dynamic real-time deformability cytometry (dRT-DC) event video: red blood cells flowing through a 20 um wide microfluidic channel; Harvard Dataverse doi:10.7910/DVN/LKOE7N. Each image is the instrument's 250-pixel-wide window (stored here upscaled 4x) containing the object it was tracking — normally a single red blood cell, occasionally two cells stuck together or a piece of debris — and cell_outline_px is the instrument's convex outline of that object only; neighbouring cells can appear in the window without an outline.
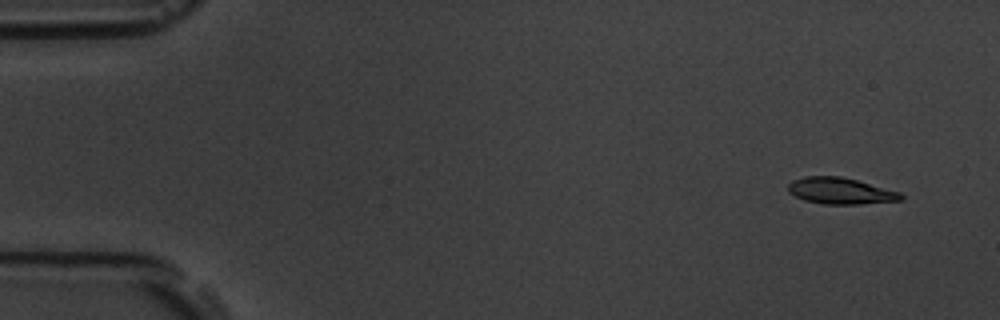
{"species": "common noctule bat (a hibernating species)", "species_latin": "Nyctalus noctula", "temperature_condition": "room temperature", "stored_images_in_passage": 5, "camera_frame_rate_fps": 3000, "um_per_image_px": 0.085, "animal": {"sex": "male", "body_mass_g": 19.5, "forearm_length_mm": 54.6}, "frame": {"image": 1, "passage_image": 1, "time_ms": 0.0, "image_size_px": [1000, 320], "cell_outline_px": [[904, 200], [860, 204], [824, 204], [804, 200], [788, 192], [788, 184], [792, 180], [804, 176], [840, 176], [856, 180], [900, 192], [904, 196]], "centroid_in_image_um": [71.43, 16.23], "position_along_channel_um": 13.6, "area_um2": 17.34}}
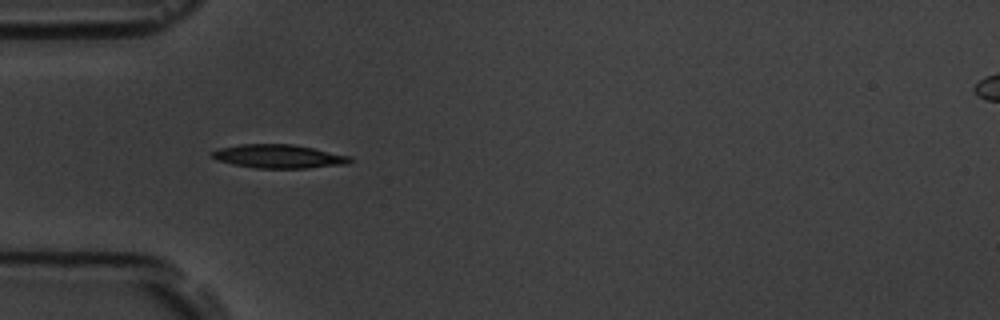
{"frame": {"image": 2, "passage_image": 4, "time_ms": 1.0, "image_size_px": [1000, 320], "cell_outline_px": [[352, 160], [348, 164], [308, 168], [256, 168], [232, 164], [216, 160], [212, 156], [212, 152], [220, 148], [240, 144], [292, 144], [312, 148], [348, 156]], "centroid_in_image_um": [23.66, 13.29], "position_along_channel_um": 61.3, "area_um2": 18.79}}
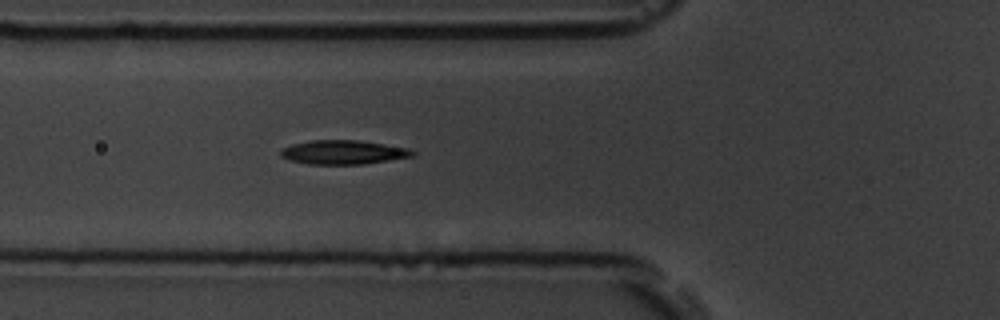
{"frame": {"image": 3, "passage_image": 5, "time_ms": 1.333, "image_size_px": [1000, 320], "cell_outline_px": [[416, 152], [412, 156], [364, 164], [308, 164], [288, 160], [280, 156], [280, 152], [284, 148], [292, 144], [312, 140], [356, 140], [384, 144], [408, 148]], "centroid_in_image_um": [29.15, 12.94], "position_along_channel_um": 96.7, "area_um2": 18.32}}